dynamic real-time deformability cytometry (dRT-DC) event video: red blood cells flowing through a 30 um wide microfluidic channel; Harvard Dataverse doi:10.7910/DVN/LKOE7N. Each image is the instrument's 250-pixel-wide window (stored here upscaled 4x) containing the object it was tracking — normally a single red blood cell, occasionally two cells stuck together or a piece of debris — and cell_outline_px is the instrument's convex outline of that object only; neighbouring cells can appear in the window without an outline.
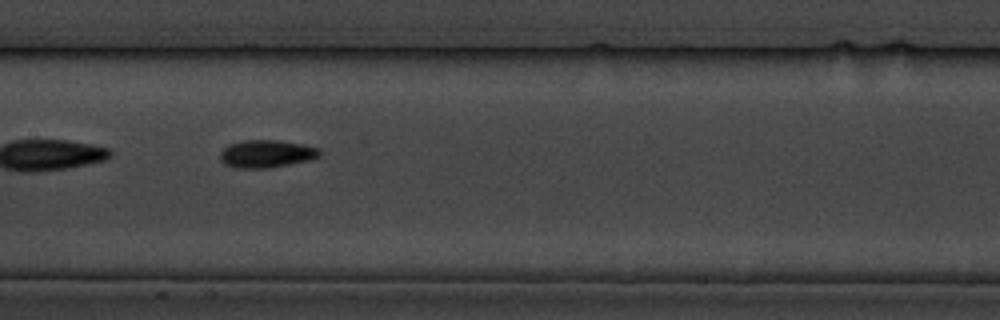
{"species": "common noctule bat (a hibernating species)", "species_latin": "Nyctalus noctula", "temperature_condition": "cold", "stored_images_in_passage": 9, "segment_of_instrument_passage": [2, 2], "camera_frame_rate_fps": 3000, "um_per_image_px": 0.085, "animal": {"sex": "male", "body_mass_g": 19.5, "forearm_length_mm": 54.6}, "frame": {"image": 1, "passage_image": 8, "time_ms": 9.0, "image_size_px": [1000, 320], "cell_outline_px": [[320, 156], [312, 160], [272, 168], [232, 168], [224, 164], [220, 160], [220, 152], [228, 144], [244, 140], [280, 140], [320, 148]], "centroid_in_image_um": [22.64, 13.08], "position_along_channel_um": 184.8, "area_um2": 16.36}}